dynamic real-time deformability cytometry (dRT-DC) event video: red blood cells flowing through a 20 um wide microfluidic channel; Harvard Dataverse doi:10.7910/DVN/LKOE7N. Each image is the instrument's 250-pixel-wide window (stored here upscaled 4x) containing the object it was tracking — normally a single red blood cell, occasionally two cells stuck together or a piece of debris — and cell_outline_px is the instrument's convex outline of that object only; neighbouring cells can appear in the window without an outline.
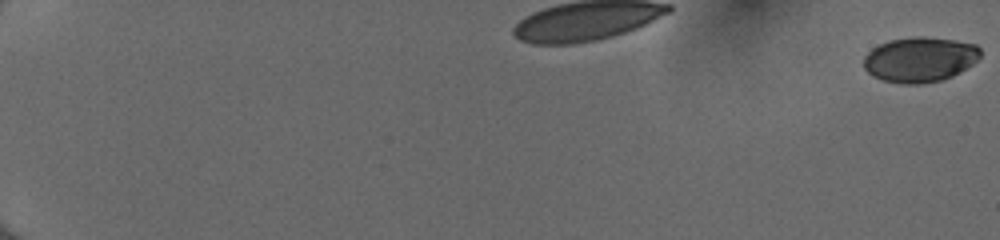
{"species": "human", "species_latin": "Homo sapiens", "temperature_condition": "cold", "stored_images_in_passage": 37, "camera_frame_rate_fps": 3000, "um_per_image_px": 0.085, "donor": {"sex": "female"}, "frame": {"image": 1, "passage_image": 1, "time_ms": 0.0, "image_size_px": [1000, 240], "cell_outline_px": [[980, 56], [972, 64], [960, 72], [952, 76], [940, 80], [920, 84], [900, 84], [884, 80], [872, 76], [864, 68], [864, 56], [872, 48], [888, 40], [912, 36], [924, 36], [956, 40], [976, 44], [980, 48]], "centroid_in_image_um": [78.17, 5.04], "position_along_channel_um": 6.8, "area_um2": 30.81}}
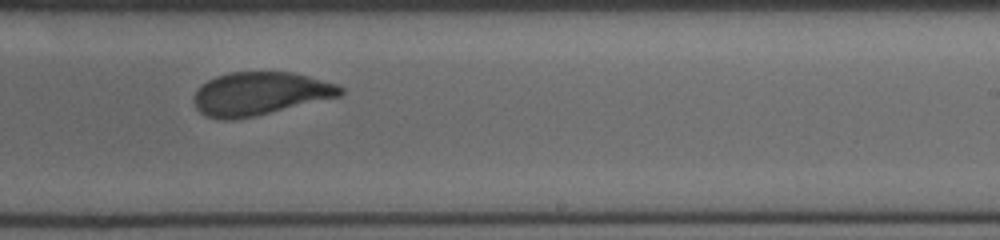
{"frame": {"image": 2, "passage_image": 25, "time_ms": 8.0, "image_size_px": [1000, 240], "cell_outline_px": [[344, 92], [340, 96], [256, 116], [228, 120], [224, 120], [208, 116], [200, 112], [196, 108], [192, 100], [192, 96], [200, 84], [216, 76], [228, 72], [292, 72], [308, 76], [336, 84], [344, 88]], "centroid_in_image_um": [22.06, 7.96], "position_along_channel_um": 266.9, "area_um2": 36.93}}
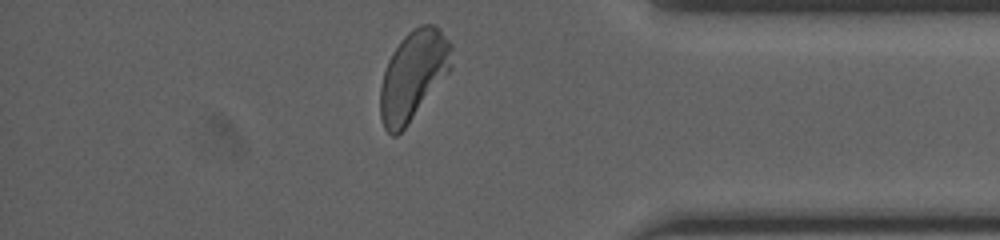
{"frame": {"image": 3, "passage_image": 36, "time_ms": 11.667, "image_size_px": [1000, 240], "cell_outline_px": [[452, 68], [408, 124], [396, 136], [392, 136], [384, 128], [380, 116], [380, 88], [384, 72], [388, 60], [392, 52], [400, 40], [412, 28], [420, 24], [432, 24], [440, 28], [452, 44]], "centroid_in_image_um": [35.13, 6.37], "position_along_channel_um": 400.1, "area_um2": 37.22}, "authors_computed_cell_mechanics": {"area_um2": 36.9342, "velocity_mm_per_s": 4.0208, "shape_relaxation_time_tau1_ms": 5.2521, "shape_relaxation_time_tau2_ms": 0.6708, "deformation_change_tau1": 0.1677, "deformation_change_tau2": 0.0594}}